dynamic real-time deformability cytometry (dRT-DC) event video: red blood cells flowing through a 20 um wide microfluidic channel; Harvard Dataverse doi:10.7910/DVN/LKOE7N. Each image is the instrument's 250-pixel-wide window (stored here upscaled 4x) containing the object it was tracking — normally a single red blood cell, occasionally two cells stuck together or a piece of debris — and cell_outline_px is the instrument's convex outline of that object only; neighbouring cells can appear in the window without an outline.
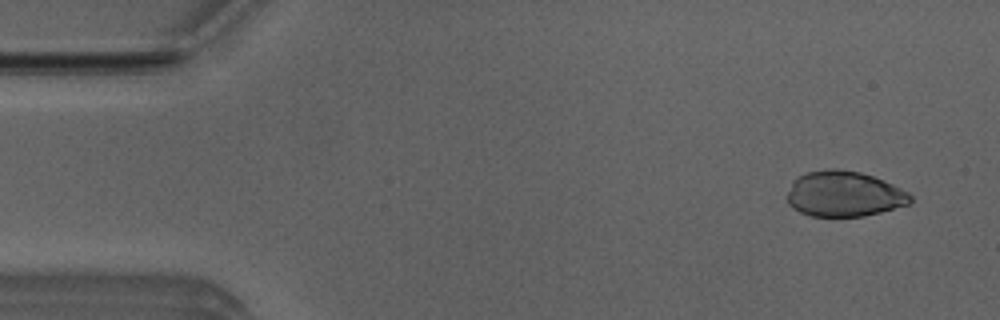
{"species": "Egyptian fruit bat (a non-hibernating species)", "species_latin": "Rousettus aegyptiacus", "temperature_condition": "room temperature", "stored_images_in_passage": 3, "camera_frame_rate_fps": 3000, "um_per_image_px": 0.085, "animal": {"sex": "male"}, "frame": {"image": 1, "passage_image": 1, "time_ms": 0.0, "image_size_px": [1000, 320], "cell_outline_px": [[912, 200], [908, 204], [880, 212], [864, 216], [812, 216], [800, 212], [792, 208], [788, 204], [788, 192], [792, 180], [796, 176], [808, 172], [832, 168], [860, 172], [872, 176], [892, 184], [908, 192], [912, 196]], "centroid_in_image_um": [71.72, 16.48], "position_along_channel_um": 13.3, "area_um2": 32.54}}